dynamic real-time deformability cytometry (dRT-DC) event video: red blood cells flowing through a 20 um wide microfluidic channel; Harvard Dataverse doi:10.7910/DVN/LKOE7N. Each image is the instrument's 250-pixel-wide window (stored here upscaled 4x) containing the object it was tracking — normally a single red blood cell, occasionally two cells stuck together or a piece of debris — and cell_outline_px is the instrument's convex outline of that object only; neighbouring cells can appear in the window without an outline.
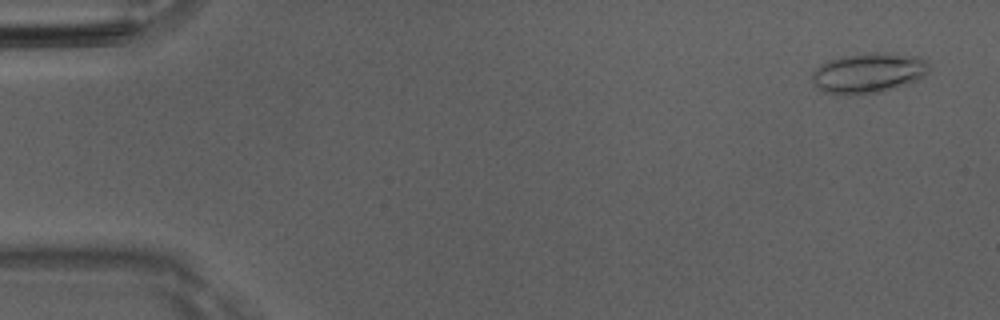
{"species": "Egyptian fruit bat (a non-hibernating species)", "species_latin": "Rousettus aegyptiacus", "temperature_condition": "room temperature", "stored_images_in_passage": 13, "camera_frame_rate_fps": 3000, "um_per_image_px": 0.085, "animal": {"sex": "male"}, "frame": {"image": 1, "passage_image": 3, "time_ms": 0.667, "image_size_px": [1000, 320], "cell_outline_px": [[928, 72], [924, 76], [908, 84], [884, 92], [860, 96], [836, 96], [824, 92], [812, 84], [812, 72], [816, 68], [828, 60], [844, 56], [872, 52], [884, 52], [920, 56], [928, 64]], "centroid_in_image_um": [73.79, 6.24], "position_along_channel_um": 11.2, "area_um2": 28.15}}